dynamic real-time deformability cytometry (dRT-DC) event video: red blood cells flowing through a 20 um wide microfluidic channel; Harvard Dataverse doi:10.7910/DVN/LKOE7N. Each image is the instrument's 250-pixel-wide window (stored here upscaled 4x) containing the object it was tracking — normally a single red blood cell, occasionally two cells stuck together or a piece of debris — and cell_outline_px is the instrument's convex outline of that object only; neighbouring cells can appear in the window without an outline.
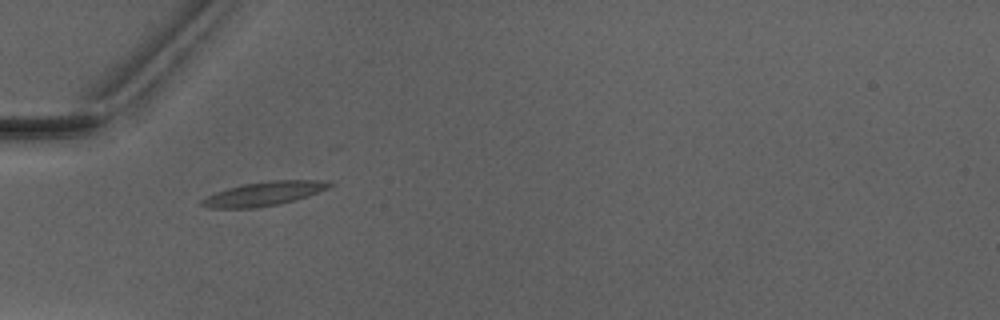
{"species": "Egyptian fruit bat (a non-hibernating species)", "species_latin": "Rousettus aegyptiacus", "temperature_condition": "warm", "stored_images_in_passage": 2, "camera_frame_rate_fps": 3000, "um_per_image_px": 0.085, "animal": {"sex": "male"}, "frame": {"image": 1, "passage_image": 1, "time_ms": 0.0, "image_size_px": [1000, 320], "cell_outline_px": [[332, 184], [328, 188], [296, 200], [276, 204], [252, 208], [208, 208], [200, 204], [200, 200], [216, 192], [228, 188], [244, 184], [268, 180], [320, 180]], "centroid_in_image_um": [22.39, 16.46], "position_along_channel_um": 62.6, "area_um2": 17.57}}
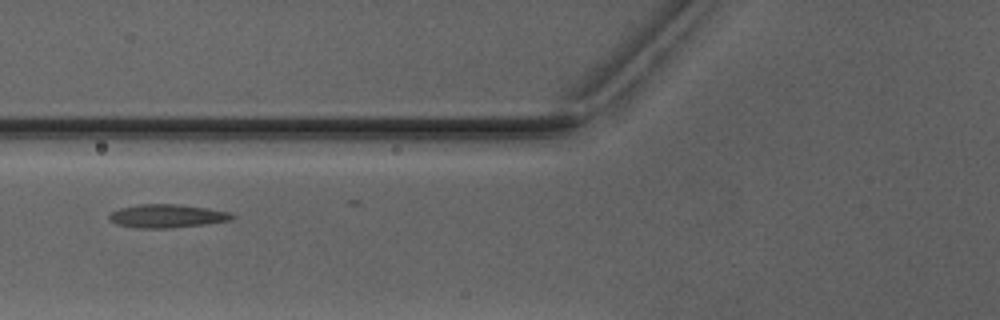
{"frame": {"image": 2, "passage_image": 2, "time_ms": 1.333, "image_size_px": [1000, 320], "cell_outline_px": [[236, 216], [232, 220], [204, 224], [172, 228], [136, 228], [116, 224], [108, 220], [108, 216], [112, 212], [120, 208], [140, 204], [176, 204], [208, 208], [228, 212]], "centroid_in_image_um": [14.18, 18.36], "position_along_channel_um": 111.6, "area_um2": 16.76}}